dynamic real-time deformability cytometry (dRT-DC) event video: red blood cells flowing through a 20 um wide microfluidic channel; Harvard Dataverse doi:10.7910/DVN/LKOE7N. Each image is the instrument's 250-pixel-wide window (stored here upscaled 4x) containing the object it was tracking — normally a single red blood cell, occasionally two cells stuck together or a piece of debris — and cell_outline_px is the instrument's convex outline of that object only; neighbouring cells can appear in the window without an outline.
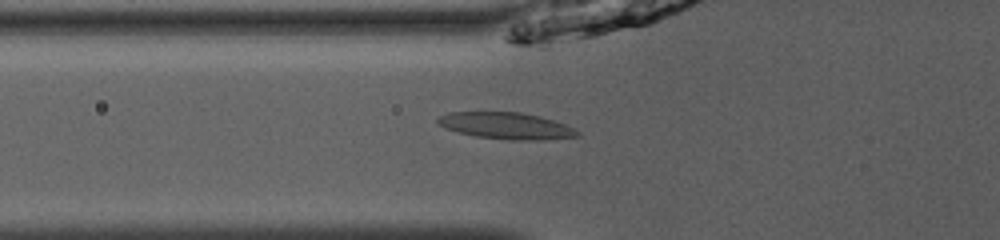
{"species": "common noctule bat (a hibernating species)", "species_latin": "Nyctalus noctula", "temperature_condition": "room temperature", "stored_images_in_passage": 53, "camera_frame_rate_fps": 3000, "um_per_image_px": 0.085, "animal": {"sex": "male", "body_mass_g": 13.0, "forearm_length_mm": 53.1}, "frame": {"image": 1, "passage_image": 21, "time_ms": 6.667, "image_size_px": [1000, 240], "cell_outline_px": [[580, 136], [536, 140], [508, 140], [476, 136], [444, 128], [436, 124], [436, 116], [448, 112], [520, 112], [540, 116], [564, 124], [580, 132]], "centroid_in_image_um": [42.96, 10.68], "position_along_channel_um": 82.8, "area_um2": 21.68}}
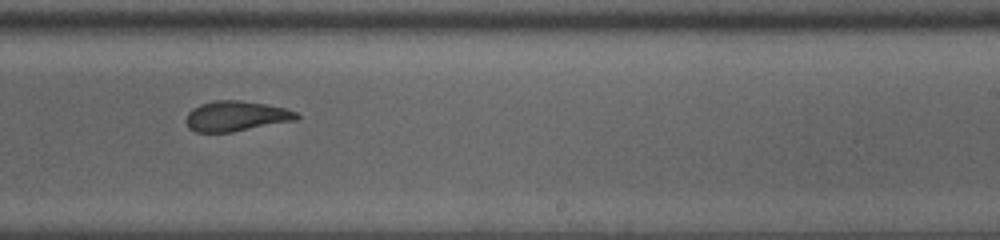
{"frame": {"image": 2, "passage_image": 35, "time_ms": 11.333, "image_size_px": [1000, 240], "cell_outline_px": [[300, 116], [296, 120], [232, 132], [196, 132], [188, 128], [184, 120], [188, 112], [192, 108], [200, 104], [216, 100], [240, 100], [264, 104], [284, 108], [296, 112]], "centroid_in_image_um": [20.02, 9.87], "position_along_channel_um": 269.0, "area_um2": 19.48}}
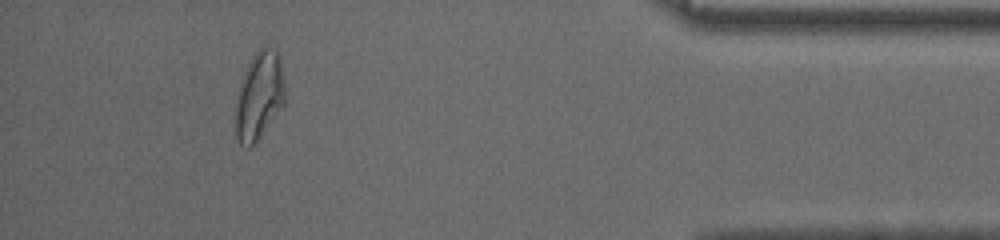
{"frame": {"image": 3, "passage_image": 49, "time_ms": 16.0, "image_size_px": [1000, 240], "cell_outline_px": [[284, 108], [256, 140], [248, 148], [240, 144], [236, 136], [236, 104], [240, 88], [248, 64], [252, 56], [260, 48], [276, 48], [280, 60], [284, 80]], "centroid_in_image_um": [22.07, 8.15], "position_along_channel_um": 413.1, "area_um2": 24.85}, "authors_computed_cell_mechanics": {"area_um2": 20.9236, "velocity_mm_per_s": 3.9621, "shape_relaxation_time_tau1_ms": 9.4887, "shape_relaxation_time_tau2_ms": 1.4919, "deformation_change_tau1": 0.2613, "deformation_change_tau2": 0.096}}